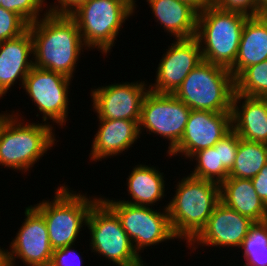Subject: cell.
<instances>
[{
    "label": "cell",
    "instance_id": "obj_8",
    "mask_svg": "<svg viewBox=\"0 0 267 266\" xmlns=\"http://www.w3.org/2000/svg\"><path fill=\"white\" fill-rule=\"evenodd\" d=\"M85 225L91 232L92 252L117 266H130L141 259L120 219L101 199L92 206Z\"/></svg>",
    "mask_w": 267,
    "mask_h": 266
},
{
    "label": "cell",
    "instance_id": "obj_1",
    "mask_svg": "<svg viewBox=\"0 0 267 266\" xmlns=\"http://www.w3.org/2000/svg\"><path fill=\"white\" fill-rule=\"evenodd\" d=\"M45 13L28 27L33 41V65L72 79L81 50L86 49L78 25L71 16Z\"/></svg>",
    "mask_w": 267,
    "mask_h": 266
},
{
    "label": "cell",
    "instance_id": "obj_11",
    "mask_svg": "<svg viewBox=\"0 0 267 266\" xmlns=\"http://www.w3.org/2000/svg\"><path fill=\"white\" fill-rule=\"evenodd\" d=\"M70 82L71 78L63 74L33 66L21 87L43 113L44 123L50 119L63 126L68 116Z\"/></svg>",
    "mask_w": 267,
    "mask_h": 266
},
{
    "label": "cell",
    "instance_id": "obj_29",
    "mask_svg": "<svg viewBox=\"0 0 267 266\" xmlns=\"http://www.w3.org/2000/svg\"><path fill=\"white\" fill-rule=\"evenodd\" d=\"M28 27L29 24L21 16L0 6V42L20 36Z\"/></svg>",
    "mask_w": 267,
    "mask_h": 266
},
{
    "label": "cell",
    "instance_id": "obj_9",
    "mask_svg": "<svg viewBox=\"0 0 267 266\" xmlns=\"http://www.w3.org/2000/svg\"><path fill=\"white\" fill-rule=\"evenodd\" d=\"M100 199L120 219L138 255L145 247L177 238L171 227L167 206L163 212H157L148 206H137L108 198Z\"/></svg>",
    "mask_w": 267,
    "mask_h": 266
},
{
    "label": "cell",
    "instance_id": "obj_3",
    "mask_svg": "<svg viewBox=\"0 0 267 266\" xmlns=\"http://www.w3.org/2000/svg\"><path fill=\"white\" fill-rule=\"evenodd\" d=\"M18 116L0 114V165L26 172L55 145L56 139L48 122L24 124Z\"/></svg>",
    "mask_w": 267,
    "mask_h": 266
},
{
    "label": "cell",
    "instance_id": "obj_34",
    "mask_svg": "<svg viewBox=\"0 0 267 266\" xmlns=\"http://www.w3.org/2000/svg\"><path fill=\"white\" fill-rule=\"evenodd\" d=\"M251 181L256 193L267 207V163Z\"/></svg>",
    "mask_w": 267,
    "mask_h": 266
},
{
    "label": "cell",
    "instance_id": "obj_37",
    "mask_svg": "<svg viewBox=\"0 0 267 266\" xmlns=\"http://www.w3.org/2000/svg\"><path fill=\"white\" fill-rule=\"evenodd\" d=\"M4 265V249L2 250L0 247V266Z\"/></svg>",
    "mask_w": 267,
    "mask_h": 266
},
{
    "label": "cell",
    "instance_id": "obj_18",
    "mask_svg": "<svg viewBox=\"0 0 267 266\" xmlns=\"http://www.w3.org/2000/svg\"><path fill=\"white\" fill-rule=\"evenodd\" d=\"M241 100L244 101L240 106ZM231 117L232 129L241 139L267 144V98L234 92Z\"/></svg>",
    "mask_w": 267,
    "mask_h": 266
},
{
    "label": "cell",
    "instance_id": "obj_25",
    "mask_svg": "<svg viewBox=\"0 0 267 266\" xmlns=\"http://www.w3.org/2000/svg\"><path fill=\"white\" fill-rule=\"evenodd\" d=\"M244 266H267V221L255 222L243 240Z\"/></svg>",
    "mask_w": 267,
    "mask_h": 266
},
{
    "label": "cell",
    "instance_id": "obj_20",
    "mask_svg": "<svg viewBox=\"0 0 267 266\" xmlns=\"http://www.w3.org/2000/svg\"><path fill=\"white\" fill-rule=\"evenodd\" d=\"M157 22L175 39L195 37L199 11L181 0H147Z\"/></svg>",
    "mask_w": 267,
    "mask_h": 266
},
{
    "label": "cell",
    "instance_id": "obj_14",
    "mask_svg": "<svg viewBox=\"0 0 267 266\" xmlns=\"http://www.w3.org/2000/svg\"><path fill=\"white\" fill-rule=\"evenodd\" d=\"M231 130V113L191 110L180 142L168 154L190 158L198 151L213 147Z\"/></svg>",
    "mask_w": 267,
    "mask_h": 266
},
{
    "label": "cell",
    "instance_id": "obj_32",
    "mask_svg": "<svg viewBox=\"0 0 267 266\" xmlns=\"http://www.w3.org/2000/svg\"><path fill=\"white\" fill-rule=\"evenodd\" d=\"M72 255V257L74 256V259L76 257L79 258L77 259L78 260V265L77 263H74V260L73 262L71 261L69 256ZM70 260V261H69ZM81 257L80 255L75 251V250H72V245L70 246H66V247H63V248H58V249H55L53 250V254H52V259H51V263H50V266H80L81 265Z\"/></svg>",
    "mask_w": 267,
    "mask_h": 266
},
{
    "label": "cell",
    "instance_id": "obj_24",
    "mask_svg": "<svg viewBox=\"0 0 267 266\" xmlns=\"http://www.w3.org/2000/svg\"><path fill=\"white\" fill-rule=\"evenodd\" d=\"M267 163V144L239 137L237 155L228 177L252 179Z\"/></svg>",
    "mask_w": 267,
    "mask_h": 266
},
{
    "label": "cell",
    "instance_id": "obj_10",
    "mask_svg": "<svg viewBox=\"0 0 267 266\" xmlns=\"http://www.w3.org/2000/svg\"><path fill=\"white\" fill-rule=\"evenodd\" d=\"M191 109L173 94H159L149 90L145 95L140 120L139 132L146 128L170 140L169 153L181 140ZM151 132V133H150Z\"/></svg>",
    "mask_w": 267,
    "mask_h": 266
},
{
    "label": "cell",
    "instance_id": "obj_15",
    "mask_svg": "<svg viewBox=\"0 0 267 266\" xmlns=\"http://www.w3.org/2000/svg\"><path fill=\"white\" fill-rule=\"evenodd\" d=\"M166 50L157 67L156 81L149 85L150 91L159 94H173L188 74L203 61L195 37L176 39Z\"/></svg>",
    "mask_w": 267,
    "mask_h": 266
},
{
    "label": "cell",
    "instance_id": "obj_19",
    "mask_svg": "<svg viewBox=\"0 0 267 266\" xmlns=\"http://www.w3.org/2000/svg\"><path fill=\"white\" fill-rule=\"evenodd\" d=\"M99 130L95 134L90 159L101 161L108 156H116L140 138L139 121L126 119L120 120H99Z\"/></svg>",
    "mask_w": 267,
    "mask_h": 266
},
{
    "label": "cell",
    "instance_id": "obj_6",
    "mask_svg": "<svg viewBox=\"0 0 267 266\" xmlns=\"http://www.w3.org/2000/svg\"><path fill=\"white\" fill-rule=\"evenodd\" d=\"M99 199L76 194L63 185L56 189L53 201L44 200L33 206L45 219L53 250L75 245L83 223L86 224L92 206Z\"/></svg>",
    "mask_w": 267,
    "mask_h": 266
},
{
    "label": "cell",
    "instance_id": "obj_33",
    "mask_svg": "<svg viewBox=\"0 0 267 266\" xmlns=\"http://www.w3.org/2000/svg\"><path fill=\"white\" fill-rule=\"evenodd\" d=\"M58 5H50L47 13L54 15H68L70 16L74 13L81 5H83L87 0H57Z\"/></svg>",
    "mask_w": 267,
    "mask_h": 266
},
{
    "label": "cell",
    "instance_id": "obj_22",
    "mask_svg": "<svg viewBox=\"0 0 267 266\" xmlns=\"http://www.w3.org/2000/svg\"><path fill=\"white\" fill-rule=\"evenodd\" d=\"M267 60V23L249 16L244 24L234 65L229 69L235 79L245 68Z\"/></svg>",
    "mask_w": 267,
    "mask_h": 266
},
{
    "label": "cell",
    "instance_id": "obj_39",
    "mask_svg": "<svg viewBox=\"0 0 267 266\" xmlns=\"http://www.w3.org/2000/svg\"><path fill=\"white\" fill-rule=\"evenodd\" d=\"M125 1L129 2L134 8H136L135 0H125Z\"/></svg>",
    "mask_w": 267,
    "mask_h": 266
},
{
    "label": "cell",
    "instance_id": "obj_13",
    "mask_svg": "<svg viewBox=\"0 0 267 266\" xmlns=\"http://www.w3.org/2000/svg\"><path fill=\"white\" fill-rule=\"evenodd\" d=\"M149 90L145 81L98 87L91 90L90 94L93 98V110L99 120L139 121L142 103Z\"/></svg>",
    "mask_w": 267,
    "mask_h": 266
},
{
    "label": "cell",
    "instance_id": "obj_40",
    "mask_svg": "<svg viewBox=\"0 0 267 266\" xmlns=\"http://www.w3.org/2000/svg\"><path fill=\"white\" fill-rule=\"evenodd\" d=\"M265 1H267V0H257V3H258L259 5H262Z\"/></svg>",
    "mask_w": 267,
    "mask_h": 266
},
{
    "label": "cell",
    "instance_id": "obj_23",
    "mask_svg": "<svg viewBox=\"0 0 267 266\" xmlns=\"http://www.w3.org/2000/svg\"><path fill=\"white\" fill-rule=\"evenodd\" d=\"M131 171L129 178H127V189L132 200H122L121 202L150 207L166 196L164 195V176L159 170L153 166L140 164Z\"/></svg>",
    "mask_w": 267,
    "mask_h": 266
},
{
    "label": "cell",
    "instance_id": "obj_38",
    "mask_svg": "<svg viewBox=\"0 0 267 266\" xmlns=\"http://www.w3.org/2000/svg\"><path fill=\"white\" fill-rule=\"evenodd\" d=\"M144 261H142V259H140L139 261L131 264L130 266H145L146 263L143 264ZM147 266V265H146Z\"/></svg>",
    "mask_w": 267,
    "mask_h": 266
},
{
    "label": "cell",
    "instance_id": "obj_31",
    "mask_svg": "<svg viewBox=\"0 0 267 266\" xmlns=\"http://www.w3.org/2000/svg\"><path fill=\"white\" fill-rule=\"evenodd\" d=\"M214 5L220 9L239 12L247 16H257L260 9L257 0H214Z\"/></svg>",
    "mask_w": 267,
    "mask_h": 266
},
{
    "label": "cell",
    "instance_id": "obj_17",
    "mask_svg": "<svg viewBox=\"0 0 267 266\" xmlns=\"http://www.w3.org/2000/svg\"><path fill=\"white\" fill-rule=\"evenodd\" d=\"M31 54L33 41L29 29L16 38L0 42V98L19 78L21 85L24 84L34 66L30 60Z\"/></svg>",
    "mask_w": 267,
    "mask_h": 266
},
{
    "label": "cell",
    "instance_id": "obj_30",
    "mask_svg": "<svg viewBox=\"0 0 267 266\" xmlns=\"http://www.w3.org/2000/svg\"><path fill=\"white\" fill-rule=\"evenodd\" d=\"M238 146L239 136L233 129L214 145V148H219V165L228 171L232 169Z\"/></svg>",
    "mask_w": 267,
    "mask_h": 266
},
{
    "label": "cell",
    "instance_id": "obj_26",
    "mask_svg": "<svg viewBox=\"0 0 267 266\" xmlns=\"http://www.w3.org/2000/svg\"><path fill=\"white\" fill-rule=\"evenodd\" d=\"M235 93L267 98V60L248 66L235 79Z\"/></svg>",
    "mask_w": 267,
    "mask_h": 266
},
{
    "label": "cell",
    "instance_id": "obj_21",
    "mask_svg": "<svg viewBox=\"0 0 267 266\" xmlns=\"http://www.w3.org/2000/svg\"><path fill=\"white\" fill-rule=\"evenodd\" d=\"M220 201L254 222L267 221V207L256 193L251 179L228 177L220 184Z\"/></svg>",
    "mask_w": 267,
    "mask_h": 266
},
{
    "label": "cell",
    "instance_id": "obj_2",
    "mask_svg": "<svg viewBox=\"0 0 267 266\" xmlns=\"http://www.w3.org/2000/svg\"><path fill=\"white\" fill-rule=\"evenodd\" d=\"M175 192L166 205L168 215L175 236L188 245L220 202V184L189 175L178 182Z\"/></svg>",
    "mask_w": 267,
    "mask_h": 266
},
{
    "label": "cell",
    "instance_id": "obj_5",
    "mask_svg": "<svg viewBox=\"0 0 267 266\" xmlns=\"http://www.w3.org/2000/svg\"><path fill=\"white\" fill-rule=\"evenodd\" d=\"M234 92L235 82L229 69L202 61L173 95L191 110L231 113Z\"/></svg>",
    "mask_w": 267,
    "mask_h": 266
},
{
    "label": "cell",
    "instance_id": "obj_12",
    "mask_svg": "<svg viewBox=\"0 0 267 266\" xmlns=\"http://www.w3.org/2000/svg\"><path fill=\"white\" fill-rule=\"evenodd\" d=\"M25 221L15 239L11 251L4 250V264L15 266V258L27 266H50L53 249L44 217L31 205L25 209Z\"/></svg>",
    "mask_w": 267,
    "mask_h": 266
},
{
    "label": "cell",
    "instance_id": "obj_16",
    "mask_svg": "<svg viewBox=\"0 0 267 266\" xmlns=\"http://www.w3.org/2000/svg\"><path fill=\"white\" fill-rule=\"evenodd\" d=\"M254 223L249 217L240 215L220 201L213 209L205 227L188 245L191 248L195 243L197 247L203 244L202 246L212 245L219 248L221 246L240 248Z\"/></svg>",
    "mask_w": 267,
    "mask_h": 266
},
{
    "label": "cell",
    "instance_id": "obj_36",
    "mask_svg": "<svg viewBox=\"0 0 267 266\" xmlns=\"http://www.w3.org/2000/svg\"><path fill=\"white\" fill-rule=\"evenodd\" d=\"M262 21L267 23V1L260 5L259 13L257 15Z\"/></svg>",
    "mask_w": 267,
    "mask_h": 266
},
{
    "label": "cell",
    "instance_id": "obj_27",
    "mask_svg": "<svg viewBox=\"0 0 267 266\" xmlns=\"http://www.w3.org/2000/svg\"><path fill=\"white\" fill-rule=\"evenodd\" d=\"M196 160V165L190 176L221 184L228 178L229 171L219 165V148L209 147L194 153L190 161Z\"/></svg>",
    "mask_w": 267,
    "mask_h": 266
},
{
    "label": "cell",
    "instance_id": "obj_35",
    "mask_svg": "<svg viewBox=\"0 0 267 266\" xmlns=\"http://www.w3.org/2000/svg\"><path fill=\"white\" fill-rule=\"evenodd\" d=\"M189 3L199 12L214 4V0H181Z\"/></svg>",
    "mask_w": 267,
    "mask_h": 266
},
{
    "label": "cell",
    "instance_id": "obj_28",
    "mask_svg": "<svg viewBox=\"0 0 267 266\" xmlns=\"http://www.w3.org/2000/svg\"><path fill=\"white\" fill-rule=\"evenodd\" d=\"M45 0H1V6L21 16L29 25L39 18V12L44 9ZM43 5V6H42ZM43 7V8H42ZM42 9V10H41Z\"/></svg>",
    "mask_w": 267,
    "mask_h": 266
},
{
    "label": "cell",
    "instance_id": "obj_7",
    "mask_svg": "<svg viewBox=\"0 0 267 266\" xmlns=\"http://www.w3.org/2000/svg\"><path fill=\"white\" fill-rule=\"evenodd\" d=\"M134 10L125 0H87L70 16L77 23L86 48H97L107 55Z\"/></svg>",
    "mask_w": 267,
    "mask_h": 266
},
{
    "label": "cell",
    "instance_id": "obj_4",
    "mask_svg": "<svg viewBox=\"0 0 267 266\" xmlns=\"http://www.w3.org/2000/svg\"><path fill=\"white\" fill-rule=\"evenodd\" d=\"M248 17L220 9L214 4L200 11L195 38L199 42L203 61L230 69L235 63Z\"/></svg>",
    "mask_w": 267,
    "mask_h": 266
}]
</instances>
